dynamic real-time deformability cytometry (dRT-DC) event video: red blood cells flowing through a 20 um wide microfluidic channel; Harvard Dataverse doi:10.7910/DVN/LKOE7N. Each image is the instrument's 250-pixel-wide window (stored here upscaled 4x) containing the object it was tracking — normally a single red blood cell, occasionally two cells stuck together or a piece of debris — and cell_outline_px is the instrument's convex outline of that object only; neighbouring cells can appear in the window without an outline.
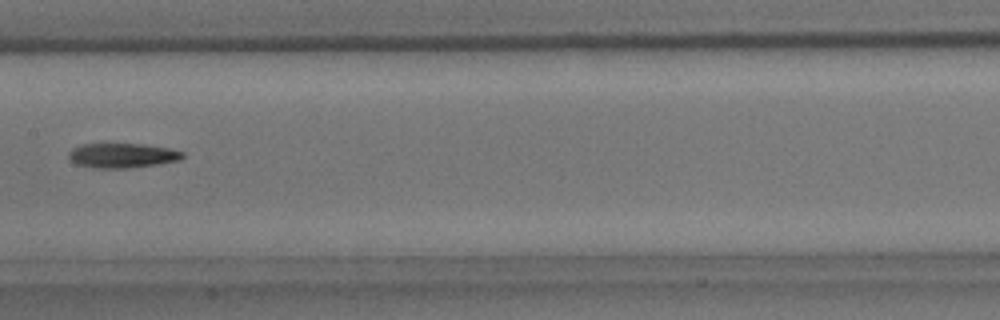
{"species": "common noctule bat (a hibernating species)", "species_latin": "Nyctalus noctula", "temperature_condition": "room temperature", "stored_images_in_passage": 8, "camera_frame_rate_fps": 3000, "um_per_image_px": 0.085, "animal": {"sex": "male", "body_mass_g": 15.6}, "frame": {"image": 1, "passage_image": 8, "time_ms": 7.667, "image_size_px": [1000, 320], "cell_outline_px": [[184, 156], [180, 160], [156, 164], [128, 168], [92, 168], [76, 164], [68, 156], [68, 152], [72, 148], [84, 144], [144, 144], [168, 148], [184, 152]], "centroid_in_image_um": [10.38, 13.22], "position_along_channel_um": 197.0, "area_um2": 16.3}}